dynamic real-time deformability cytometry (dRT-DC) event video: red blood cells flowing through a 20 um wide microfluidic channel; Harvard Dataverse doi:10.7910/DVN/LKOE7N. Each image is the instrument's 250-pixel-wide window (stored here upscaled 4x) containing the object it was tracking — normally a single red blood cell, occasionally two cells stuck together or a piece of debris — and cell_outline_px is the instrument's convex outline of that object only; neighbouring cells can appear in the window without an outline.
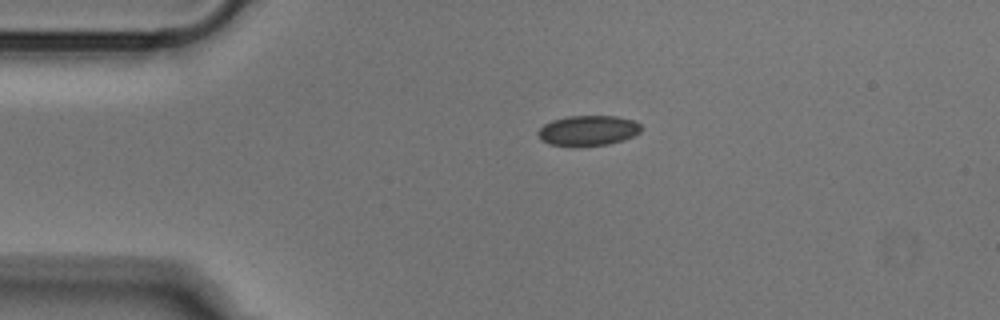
{"species": "Egyptian fruit bat (a non-hibernating species)", "species_latin": "Rousettus aegyptiacus", "temperature_condition": "cold", "stored_images_in_passage": 42, "camera_frame_rate_fps": 3000, "um_per_image_px": 0.085, "animal": {"sex": "male"}, "frame": {"image": 1, "passage_image": 1, "time_ms": 0.0, "image_size_px": [1000, 320], "cell_outline_px": [[640, 132], [624, 140], [608, 144], [548, 144], [540, 140], [536, 132], [544, 124], [552, 120], [568, 116], [616, 116], [636, 120], [640, 124]], "centroid_in_image_um": [49.99, 11.06], "position_along_channel_um": 35.0, "area_um2": 17.8}}
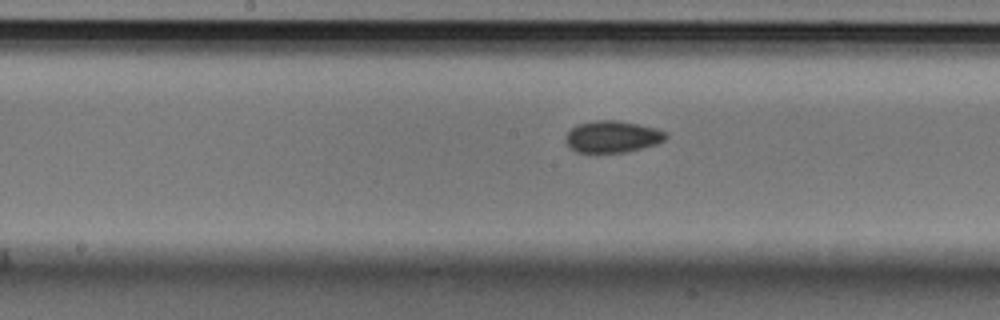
{"frame": {"image": 2, "passage_image": 16, "time_ms": 5.0, "image_size_px": [1000, 320], "cell_outline_px": [[668, 136], [664, 140], [656, 144], [624, 152], [576, 152], [568, 148], [564, 140], [564, 136], [572, 128], [580, 124], [596, 120], [616, 120], [656, 128], [664, 132]], "centroid_in_image_um": [52.0, 11.62], "position_along_channel_um": 196.2, "area_um2": 18.38}}
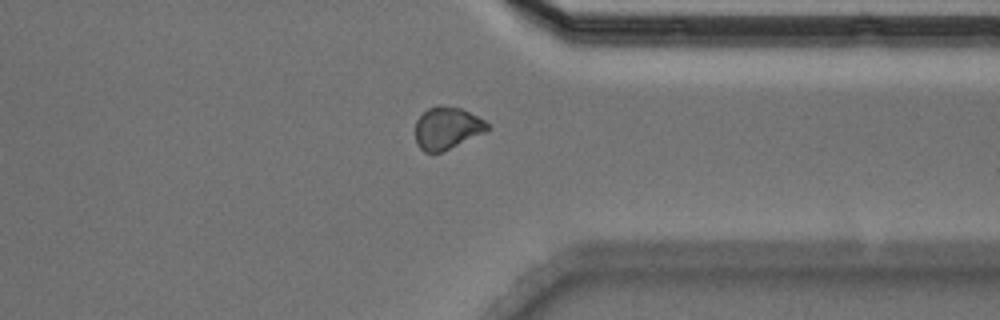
{"frame": {"image": 3, "passage_image": 30, "time_ms": 9.667, "image_size_px": [1000, 320], "cell_outline_px": [[488, 128], [484, 132], [440, 152], [424, 152], [416, 144], [416, 120], [428, 108], [436, 104], [440, 104], [460, 108], [484, 120], [488, 124]], "centroid_in_image_um": [37.95, 10.86], "position_along_channel_um": 373.5, "area_um2": 17.4}}